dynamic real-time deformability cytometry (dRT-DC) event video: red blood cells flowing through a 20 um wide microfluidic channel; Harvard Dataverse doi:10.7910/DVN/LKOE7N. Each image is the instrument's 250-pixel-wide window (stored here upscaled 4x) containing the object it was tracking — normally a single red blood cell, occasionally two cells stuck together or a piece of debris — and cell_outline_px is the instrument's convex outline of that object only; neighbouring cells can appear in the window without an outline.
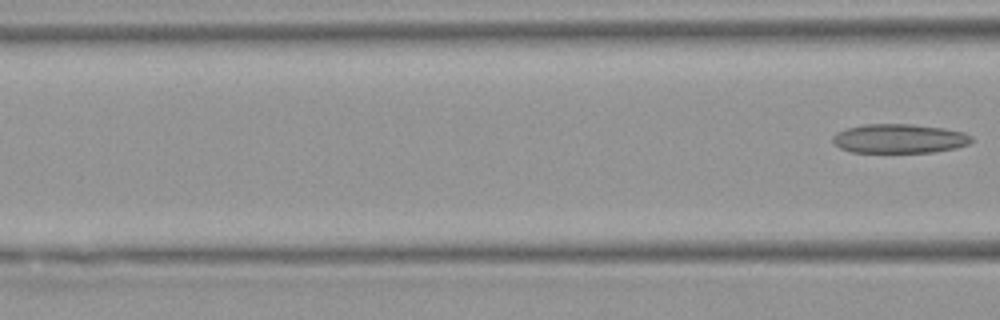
{"species": "Egyptian fruit bat (a non-hibernating species)", "species_latin": "Rousettus aegyptiacus", "temperature_condition": "warm", "stored_images_in_passage": 7, "segment_of_instrument_passage": [2, 2], "camera_frame_rate_fps": 3000, "um_per_image_px": 0.085, "animal": {"sex": "female"}, "frame": {"image": 1, "passage_image": 7, "time_ms": 7.667, "image_size_px": [1000, 320], "cell_outline_px": [[972, 140], [968, 144], [956, 148], [932, 152], [852, 152], [840, 148], [832, 140], [832, 136], [836, 132], [844, 128], [864, 124], [912, 124], [944, 128], [964, 132], [972, 136]], "centroid_in_image_um": [76.42, 11.77], "position_along_channel_um": 90.2, "area_um2": 23.7}}